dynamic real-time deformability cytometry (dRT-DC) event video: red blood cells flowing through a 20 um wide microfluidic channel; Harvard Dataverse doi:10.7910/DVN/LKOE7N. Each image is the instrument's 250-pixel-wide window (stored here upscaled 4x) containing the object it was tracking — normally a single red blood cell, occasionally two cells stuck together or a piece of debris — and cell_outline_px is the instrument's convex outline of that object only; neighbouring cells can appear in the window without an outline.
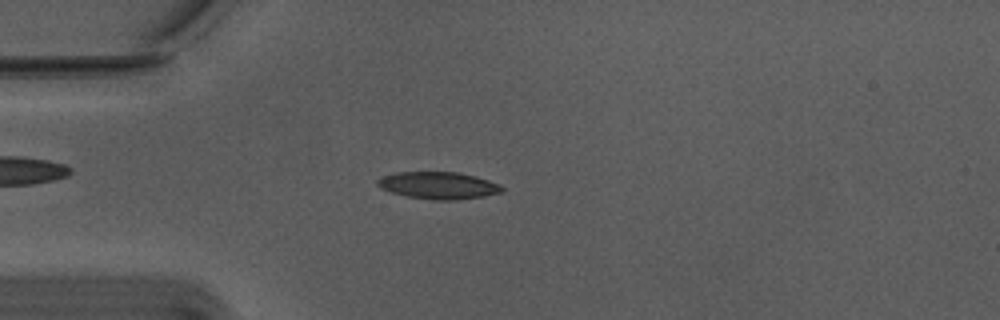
{"species": "Egyptian fruit bat (a non-hibernating species)", "species_latin": "Rousettus aegyptiacus", "temperature_condition": "warm", "stored_images_in_passage": 54, "camera_frame_rate_fps": 3000, "um_per_image_px": 0.085, "animal": {"sex": "male"}, "frame": {"image": 1, "passage_image": 14, "time_ms": 4.333, "image_size_px": [1000, 320], "cell_outline_px": [[504, 192], [484, 196], [456, 200], [432, 200], [408, 196], [392, 192], [380, 188], [376, 184], [376, 180], [384, 176], [396, 172], [460, 172], [476, 176], [500, 184], [504, 188]], "centroid_in_image_um": [37.29, 15.76], "position_along_channel_um": 47.7, "area_um2": 19.77}}
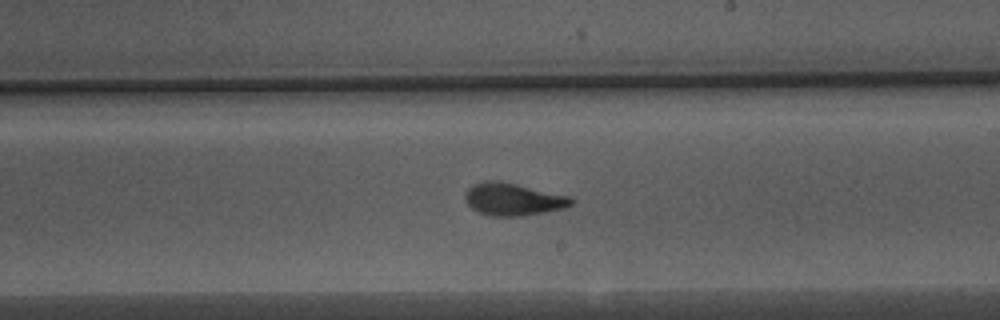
{"frame": {"image": 2, "passage_image": 31, "time_ms": 10.0, "image_size_px": [1000, 320], "cell_outline_px": [[572, 204], [564, 208], [544, 212], [520, 216], [492, 216], [480, 212], [472, 208], [468, 204], [464, 196], [468, 188], [472, 184], [488, 180], [492, 180], [516, 184], [568, 196], [572, 200]], "centroid_in_image_um": [43.57, 16.94], "position_along_channel_um": 245.4, "area_um2": 19.65}}
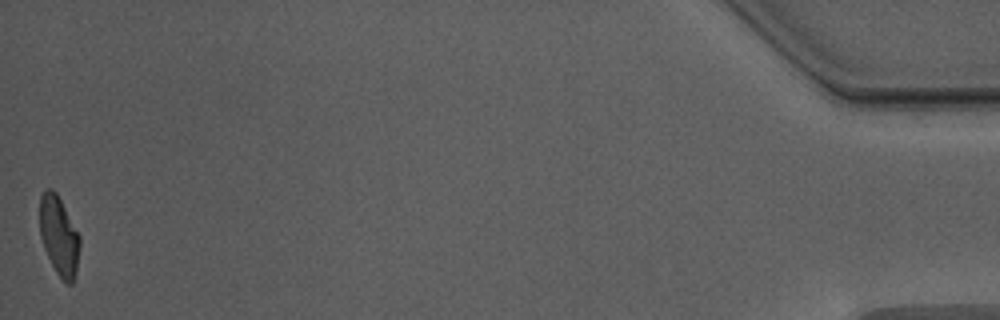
{"frame": {"image": 3, "passage_image": 54, "time_ms": 17.667, "image_size_px": [1000, 320], "cell_outline_px": [[80, 248], [76, 272], [72, 284], [68, 284], [56, 272], [44, 248], [40, 236], [40, 196], [48, 188], [52, 188], [56, 192], [80, 236]], "centroid_in_image_um": [5.02, 20.04], "position_along_channel_um": 430.2, "area_um2": 18.26}, "authors_computed_cell_mechanics": {"area_um2": 19.1318, "velocity_mm_per_s": 3.7494, "shape_relaxation_time_tau1_ms": 4.2428, "shape_relaxation_time_tau2_ms": 1.3776, "deformation_change_tau1": 0.18, "deformation_change_tau2": 0.0836}}